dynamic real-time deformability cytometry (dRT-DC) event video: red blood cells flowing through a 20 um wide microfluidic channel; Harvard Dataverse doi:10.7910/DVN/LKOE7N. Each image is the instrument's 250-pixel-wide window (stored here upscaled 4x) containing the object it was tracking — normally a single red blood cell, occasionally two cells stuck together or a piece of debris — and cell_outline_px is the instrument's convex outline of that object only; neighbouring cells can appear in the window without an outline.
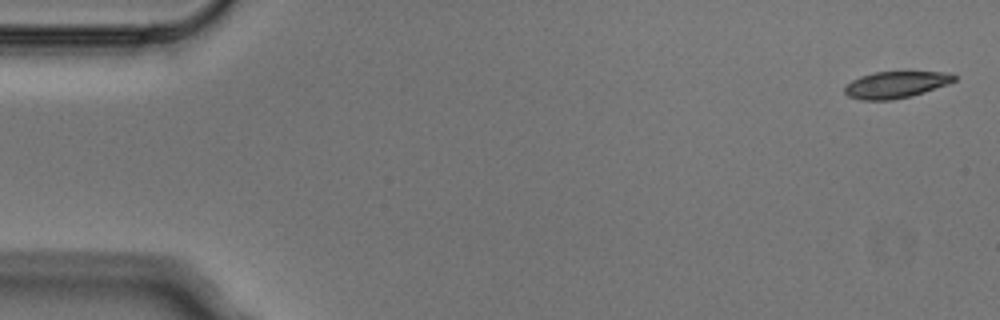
{"species": "Egyptian fruit bat (a non-hibernating species)", "species_latin": "Rousettus aegyptiacus", "temperature_condition": "cold", "stored_images_in_passage": 4, "camera_frame_rate_fps": 3000, "um_per_image_px": 0.085, "animal": {"sex": "male"}, "frame": {"image": 1, "passage_image": 1, "time_ms": 0.0, "image_size_px": [1000, 320], "cell_outline_px": [[956, 80], [948, 84], [924, 92], [892, 100], [860, 100], [848, 96], [844, 92], [844, 88], [852, 80], [860, 76], [876, 72], [948, 72], [956, 76]], "centroid_in_image_um": [76.13, 7.2], "position_along_channel_um": 8.9, "area_um2": 16.88}}
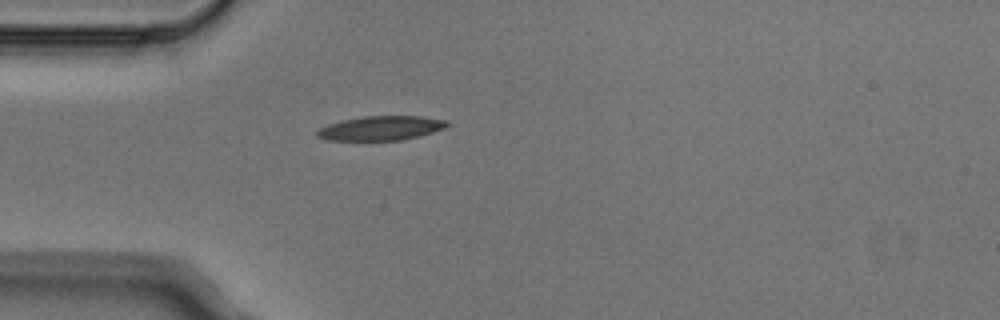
{"frame": {"image": 2, "passage_image": 4, "time_ms": 1.0, "image_size_px": [1000, 320], "cell_outline_px": [[452, 124], [444, 128], [420, 136], [400, 140], [328, 140], [316, 136], [316, 132], [320, 128], [328, 124], [344, 120], [364, 116], [420, 116], [448, 120]], "centroid_in_image_um": [32.42, 10.89], "position_along_channel_um": 52.6, "area_um2": 18.38}}